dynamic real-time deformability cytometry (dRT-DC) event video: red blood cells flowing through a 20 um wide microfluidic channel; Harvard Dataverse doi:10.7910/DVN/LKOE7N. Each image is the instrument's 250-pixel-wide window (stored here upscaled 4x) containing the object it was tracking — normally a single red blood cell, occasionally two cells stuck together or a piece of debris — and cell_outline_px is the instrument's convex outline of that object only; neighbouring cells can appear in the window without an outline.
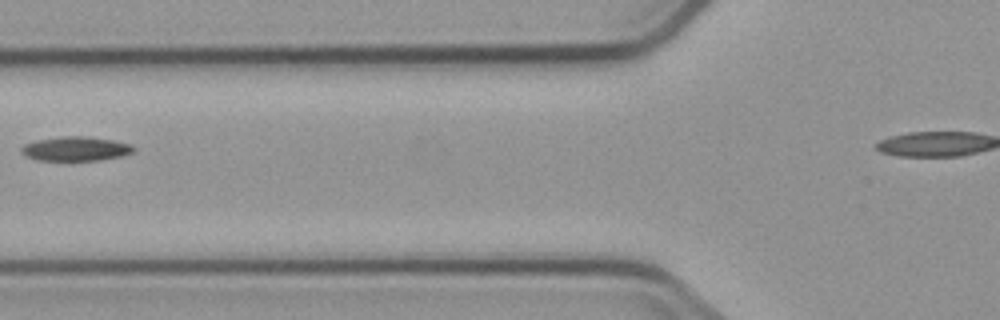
{"species": "common noctule bat (a hibernating species)", "species_latin": "Nyctalus noctula", "temperature_condition": "cold", "stored_images_in_passage": 4, "camera_frame_rate_fps": 3000, "um_per_image_px": 0.085, "animal": {"sex": "male", "body_mass_g": 23.1, "forearm_length_mm": 52.7}, "frame": {"image": 1, "passage_image": 3, "time_ms": 2.333, "image_size_px": [1000, 320], "cell_outline_px": [[136, 148], [132, 152], [120, 156], [100, 160], [36, 160], [20, 152], [20, 148], [24, 144], [36, 140], [64, 136], [88, 136], [112, 140], [132, 144]], "centroid_in_image_um": [6.43, 12.64], "position_along_channel_um": 119.4, "area_um2": 15.84}}
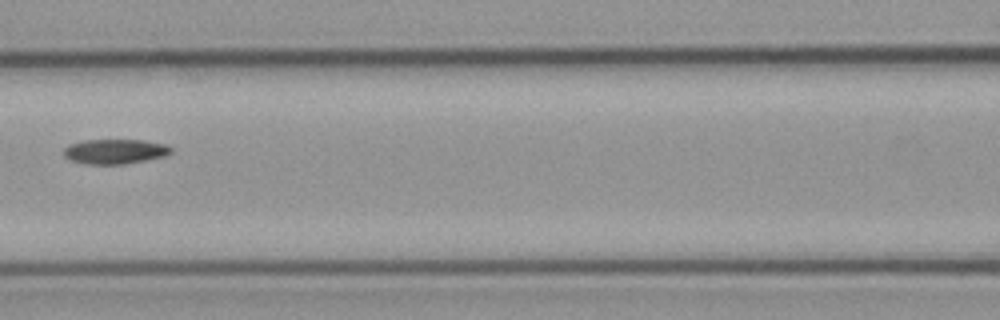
{"frame": {"image": 2, "passage_image": 4, "time_ms": 3.333, "image_size_px": [1000, 320], "cell_outline_px": [[172, 152], [164, 156], [124, 164], [84, 164], [68, 160], [64, 156], [64, 148], [68, 144], [84, 140], [144, 140], [164, 144], [172, 148]], "centroid_in_image_um": [9.72, 12.87], "position_along_channel_um": 156.9, "area_um2": 15.55}}